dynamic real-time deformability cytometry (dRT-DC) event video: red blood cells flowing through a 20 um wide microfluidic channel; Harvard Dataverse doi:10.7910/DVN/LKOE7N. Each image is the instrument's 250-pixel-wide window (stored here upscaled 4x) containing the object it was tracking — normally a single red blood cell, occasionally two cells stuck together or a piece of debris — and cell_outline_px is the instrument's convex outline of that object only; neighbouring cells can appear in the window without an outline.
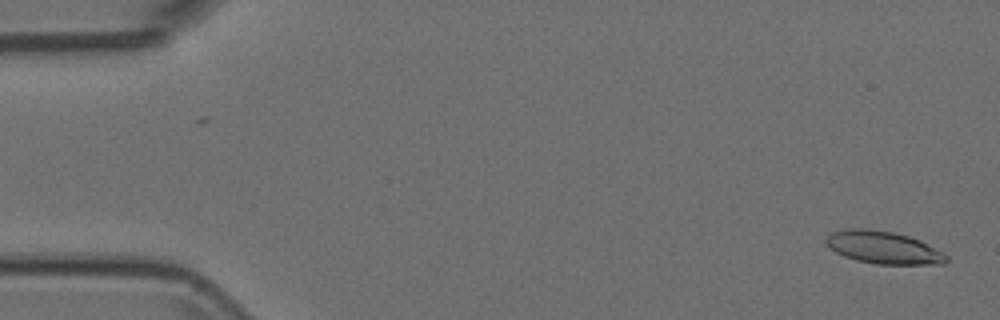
{"species": "Egyptian fruit bat (a non-hibernating species)", "species_latin": "Rousettus aegyptiacus", "temperature_condition": "room temperature", "stored_images_in_passage": 18, "camera_frame_rate_fps": 3000, "um_per_image_px": 0.085, "animal": {"sex": "female"}, "frame": {"image": 1, "passage_image": 1, "time_ms": 0.0, "image_size_px": [1000, 320], "cell_outline_px": [[948, 260], [944, 264], [876, 264], [856, 260], [844, 256], [836, 252], [824, 240], [832, 232], [848, 228], [868, 228], [892, 232], [908, 236], [920, 240], [944, 252], [948, 256]], "centroid_in_image_um": [75.12, 21.04], "position_along_channel_um": 9.9, "area_um2": 22.77}}
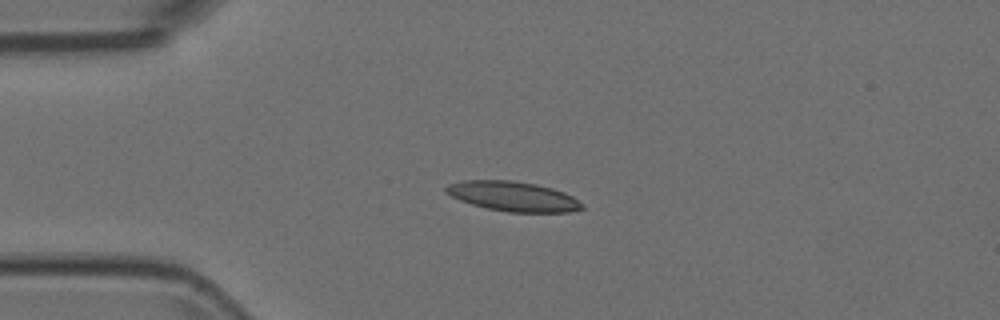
{"frame": {"image": 2, "passage_image": 12, "time_ms": 3.667, "image_size_px": [1000, 320], "cell_outline_px": [[584, 208], [568, 212], [508, 212], [488, 208], [472, 204], [460, 200], [444, 192], [444, 188], [448, 184], [460, 180], [512, 180], [536, 184], [552, 188], [564, 192], [572, 196], [584, 204]], "centroid_in_image_um": [43.6, 16.68], "position_along_channel_um": 41.4, "area_um2": 23.64}}
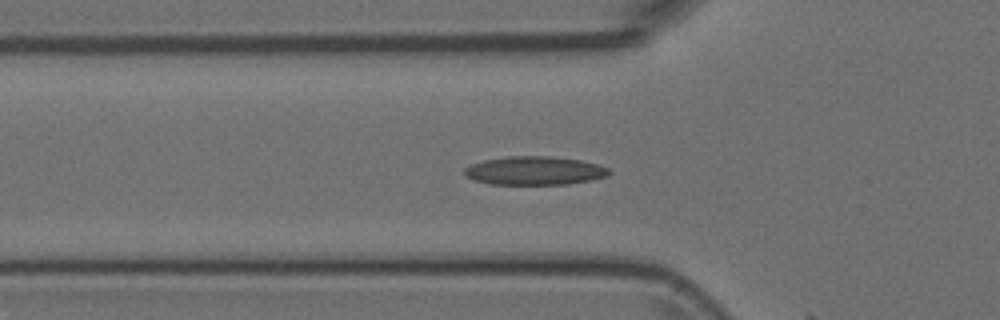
{"frame": {"image": 3, "passage_image": 17, "time_ms": 5.333, "image_size_px": [1000, 320], "cell_outline_px": [[612, 172], [608, 176], [592, 180], [568, 184], [488, 184], [472, 180], [464, 176], [464, 168], [472, 164], [484, 160], [508, 156], [548, 156], [580, 160], [596, 164], [608, 168]], "centroid_in_image_um": [45.42, 14.51], "position_along_channel_um": 80.4, "area_um2": 24.16}}